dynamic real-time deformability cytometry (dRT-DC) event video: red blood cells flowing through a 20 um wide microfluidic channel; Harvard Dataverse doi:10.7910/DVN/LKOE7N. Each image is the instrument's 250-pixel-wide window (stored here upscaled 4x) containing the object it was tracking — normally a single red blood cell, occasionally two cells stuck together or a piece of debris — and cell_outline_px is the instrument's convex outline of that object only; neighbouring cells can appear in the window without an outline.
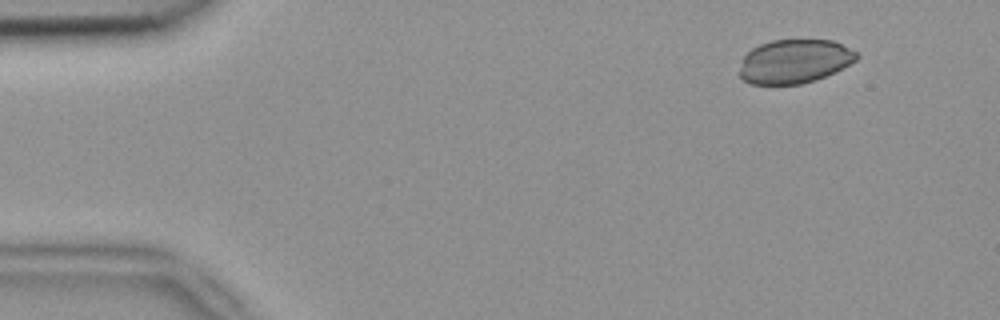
{"species": "common noctule bat (a hibernating species)", "species_latin": "Nyctalus noctula", "temperature_condition": "room temperature", "stored_images_in_passage": 4, "camera_frame_rate_fps": 3000, "um_per_image_px": 0.085, "animal": {"sex": "female", "body_mass_g": 18.4}, "frame": {"image": 1, "passage_image": 1, "time_ms": 0.0, "image_size_px": [1000, 320], "cell_outline_px": [[860, 56], [856, 60], [816, 80], [800, 84], [752, 84], [744, 80], [740, 76], [740, 68], [744, 56], [752, 48], [760, 44], [772, 40], [832, 40], [856, 52]], "centroid_in_image_um": [67.5, 5.21], "position_along_channel_um": 17.5, "area_um2": 29.54}}